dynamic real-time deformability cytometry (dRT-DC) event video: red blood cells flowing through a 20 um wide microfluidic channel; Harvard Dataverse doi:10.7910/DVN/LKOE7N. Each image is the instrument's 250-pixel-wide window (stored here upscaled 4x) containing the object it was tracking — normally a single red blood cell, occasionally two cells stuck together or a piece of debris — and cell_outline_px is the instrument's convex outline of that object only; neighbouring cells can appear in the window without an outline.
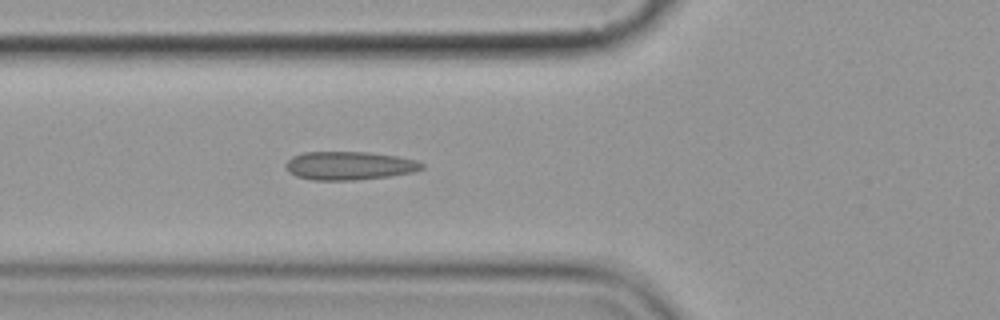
{"species": "common noctule bat (a hibernating species)", "species_latin": "Nyctalus noctula", "temperature_condition": "cold", "stored_images_in_passage": 6, "camera_frame_rate_fps": 3000, "um_per_image_px": 0.085, "animal": {"sex": "female", "body_mass_g": 19.9}, "frame": {"image": 1, "passage_image": 6, "time_ms": 5.667, "image_size_px": [1000, 320], "cell_outline_px": [[424, 168], [412, 172], [388, 176], [356, 180], [312, 180], [296, 176], [288, 172], [284, 164], [292, 156], [304, 152], [368, 152], [396, 156], [420, 160], [424, 164]], "centroid_in_image_um": [29.68, 14.08], "position_along_channel_um": 96.1, "area_um2": 22.66}}